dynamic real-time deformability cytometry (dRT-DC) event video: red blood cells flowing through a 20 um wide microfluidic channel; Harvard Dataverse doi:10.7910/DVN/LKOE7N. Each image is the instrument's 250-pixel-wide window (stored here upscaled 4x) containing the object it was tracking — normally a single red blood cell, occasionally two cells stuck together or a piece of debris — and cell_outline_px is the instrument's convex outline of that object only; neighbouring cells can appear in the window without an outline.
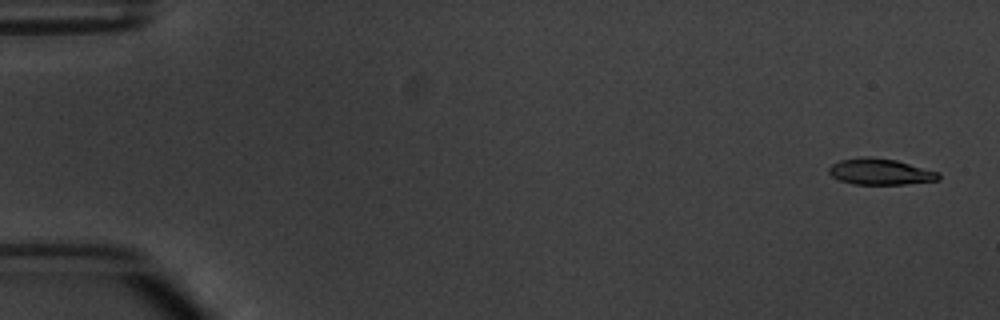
{"species": "common noctule bat (a hibernating species)", "species_latin": "Nyctalus noctula", "temperature_condition": "warm", "stored_images_in_passage": 6, "camera_frame_rate_fps": 3000, "um_per_image_px": 0.085, "animal": {"sex": "male", "body_mass_g": 20.1, "forearm_length_mm": 53.5}, "frame": {"image": 1, "passage_image": 1, "time_ms": 0.0, "image_size_px": [1000, 320], "cell_outline_px": [[940, 180], [904, 184], [852, 184], [840, 180], [832, 176], [828, 172], [828, 168], [832, 164], [840, 160], [864, 156], [868, 156], [896, 160], [940, 172]], "centroid_in_image_um": [74.83, 14.59], "position_along_channel_um": 10.2, "area_um2": 16.76}}